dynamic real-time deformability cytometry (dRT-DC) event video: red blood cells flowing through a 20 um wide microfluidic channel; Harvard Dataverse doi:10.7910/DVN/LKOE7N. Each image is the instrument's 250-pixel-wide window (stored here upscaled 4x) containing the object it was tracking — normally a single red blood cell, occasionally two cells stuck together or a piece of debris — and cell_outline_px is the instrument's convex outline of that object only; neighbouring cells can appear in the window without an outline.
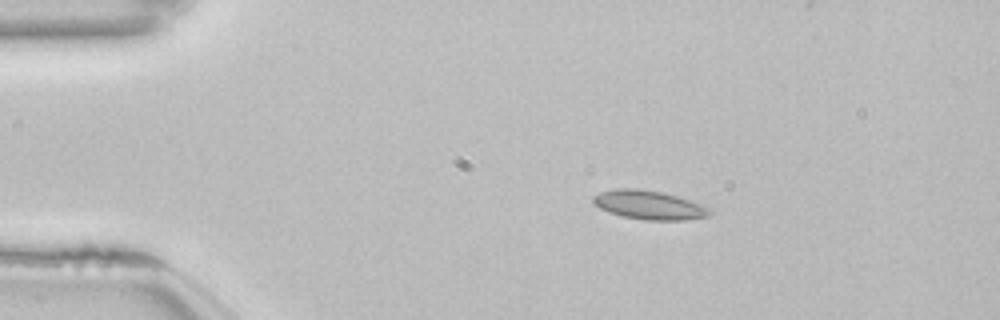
{"species": "common noctule bat (a hibernating species)", "species_latin": "Nyctalus noctula", "temperature_condition": "room temperature", "stored_images_in_passage": 3, "camera_frame_rate_fps": 3000, "um_per_image_px": 0.085, "animal": {"sex": "female", "body_mass_g": 22.7, "forearm_length_mm": 54.2}, "frame": {"image": 1, "passage_image": 1, "time_ms": 0.0, "image_size_px": [1000, 320], "cell_outline_px": [[712, 212], [708, 216], [684, 220], [644, 220], [624, 216], [608, 212], [600, 208], [592, 200], [592, 196], [600, 192], [616, 188], [636, 188], [660, 192], [676, 196], [712, 208]], "centroid_in_image_um": [55.16, 17.42], "position_along_channel_um": 29.8, "area_um2": 19.48}}